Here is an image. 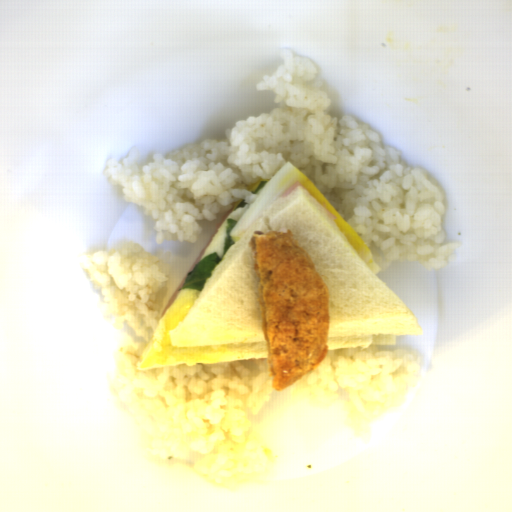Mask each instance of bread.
I'll use <instances>...</instances> for the list:
<instances>
[{"label": "bread", "mask_w": 512, "mask_h": 512, "mask_svg": "<svg viewBox=\"0 0 512 512\" xmlns=\"http://www.w3.org/2000/svg\"><path fill=\"white\" fill-rule=\"evenodd\" d=\"M250 204L232 210L202 255L200 261L211 253L221 258L204 289L182 288L159 317L139 371L267 360L254 234L270 231H288L296 239L327 289L328 351L394 345L398 336L423 333L415 315L352 247L335 215L304 186L273 201L224 254L228 219L238 223Z\"/></svg>", "instance_id": "bread-1"}]
</instances>
